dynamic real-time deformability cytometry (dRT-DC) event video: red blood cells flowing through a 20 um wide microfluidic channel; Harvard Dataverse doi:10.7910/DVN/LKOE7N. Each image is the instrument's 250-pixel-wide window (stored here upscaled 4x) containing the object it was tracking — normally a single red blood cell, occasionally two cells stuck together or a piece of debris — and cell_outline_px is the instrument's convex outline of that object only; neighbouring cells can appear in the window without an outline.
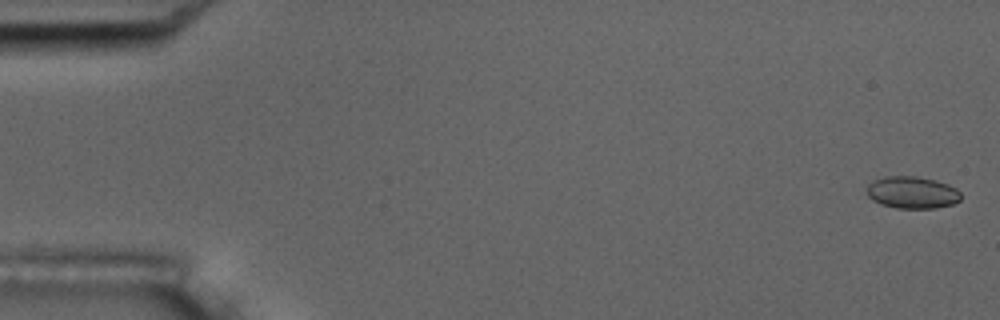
{"species": "common noctule bat (a hibernating species)", "species_latin": "Nyctalus noctula", "temperature_condition": "room temperature", "stored_images_in_passage": 55, "camera_frame_rate_fps": 3000, "um_per_image_px": 0.085, "animal": {"sex": "male", "body_mass_g": 17.5, "forearm_length_mm": 52.3}, "frame": {"image": 1, "passage_image": 2, "time_ms": 0.333, "image_size_px": [1000, 320], "cell_outline_px": [[960, 200], [952, 204], [936, 208], [896, 208], [880, 204], [872, 200], [868, 196], [868, 184], [872, 180], [884, 176], [916, 176], [936, 180], [948, 184], [956, 188], [960, 192]], "centroid_in_image_um": [77.52, 16.35], "position_along_channel_um": 7.5, "area_um2": 17.69}}
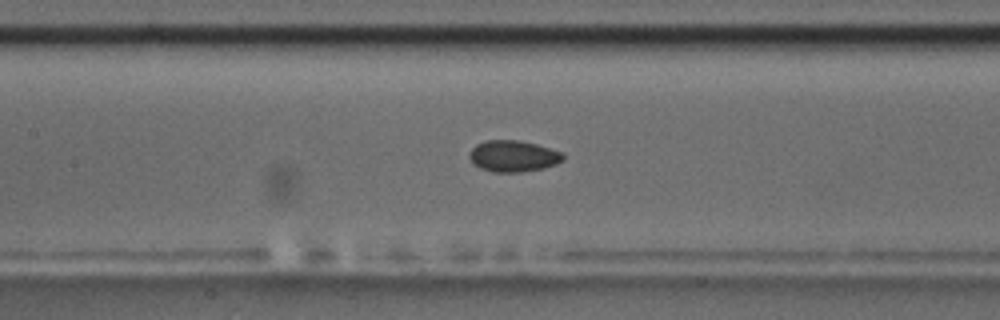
{"frame": {"image": 2, "passage_image": 26, "time_ms": 8.333, "image_size_px": [1000, 320], "cell_outline_px": [[564, 160], [556, 164], [544, 168], [520, 172], [492, 172], [480, 168], [472, 164], [468, 156], [472, 148], [476, 144], [484, 140], [520, 140], [536, 144], [564, 152]], "centroid_in_image_um": [43.62, 13.27], "position_along_channel_um": 163.8, "area_um2": 17.4}}
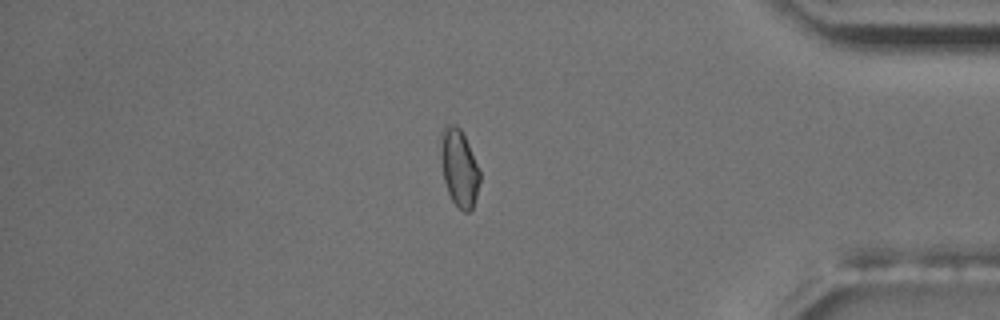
{"frame": {"image": 3, "passage_image": 47, "time_ms": 15.333, "image_size_px": [1000, 320], "cell_outline_px": [[480, 180], [476, 196], [472, 208], [468, 212], [464, 212], [452, 200], [448, 192], [444, 180], [440, 160], [440, 132], [444, 124], [456, 124], [460, 128], [468, 144], [480, 172]], "centroid_in_image_um": [38.99, 14.21], "position_along_channel_um": 396.2, "area_um2": 17.63}, "authors_computed_cell_mechanics": {"area_um2": 17.2822, "velocity_mm_per_s": 3.7536, "shape_relaxation_time_tau1_ms": null, "shape_relaxation_time_tau2_ms": 5.4569, "deformation_change_tau1": null, "deformation_change_tau2": 0.0721}}